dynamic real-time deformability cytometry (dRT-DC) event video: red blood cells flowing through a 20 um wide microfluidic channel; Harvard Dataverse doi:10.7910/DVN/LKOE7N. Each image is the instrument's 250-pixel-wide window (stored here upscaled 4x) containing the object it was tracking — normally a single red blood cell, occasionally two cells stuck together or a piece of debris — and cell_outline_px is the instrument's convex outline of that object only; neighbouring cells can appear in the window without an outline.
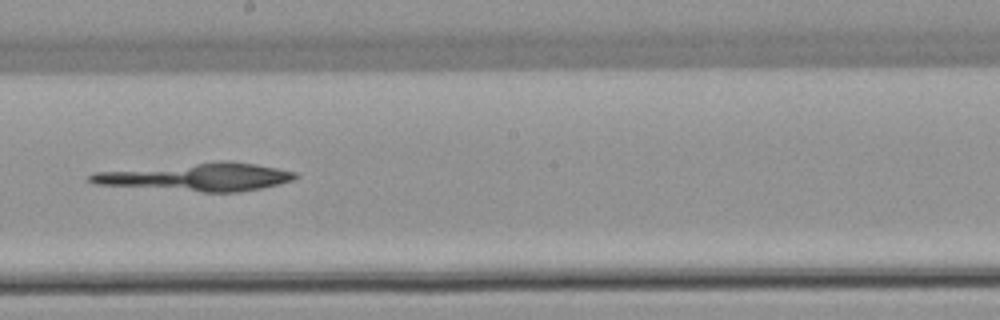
{"species": "common noctule bat (a hibernating species)", "species_latin": "Nyctalus noctula", "temperature_condition": "warm", "stored_images_in_passage": 8, "camera_frame_rate_fps": 3000, "um_per_image_px": 0.085, "animal": {"sex": "female", "body_mass_g": 22.7, "forearm_length_mm": 54.2}, "frame": {"image": 1, "passage_image": 8, "time_ms": 9.333, "image_size_px": [1000, 320], "cell_outline_px": [[300, 176], [292, 180], [280, 184], [240, 192], [204, 192], [96, 184], [84, 180], [84, 176], [96, 172], [220, 160], [228, 160], [256, 164], [296, 172]], "centroid_in_image_um": [16.76, 15.03], "position_along_channel_um": 231.4, "area_um2": 33.41}}